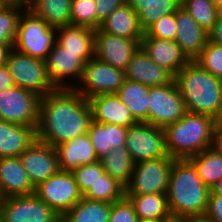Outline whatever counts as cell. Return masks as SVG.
<instances>
[{"label": "cell", "mask_w": 222, "mask_h": 222, "mask_svg": "<svg viewBox=\"0 0 222 222\" xmlns=\"http://www.w3.org/2000/svg\"><path fill=\"white\" fill-rule=\"evenodd\" d=\"M127 129L120 125L91 122L88 135L99 160L112 148L125 146Z\"/></svg>", "instance_id": "obj_25"}, {"label": "cell", "mask_w": 222, "mask_h": 222, "mask_svg": "<svg viewBox=\"0 0 222 222\" xmlns=\"http://www.w3.org/2000/svg\"><path fill=\"white\" fill-rule=\"evenodd\" d=\"M24 9L0 6V43H14L20 15Z\"/></svg>", "instance_id": "obj_37"}, {"label": "cell", "mask_w": 222, "mask_h": 222, "mask_svg": "<svg viewBox=\"0 0 222 222\" xmlns=\"http://www.w3.org/2000/svg\"><path fill=\"white\" fill-rule=\"evenodd\" d=\"M204 217L212 222H222V195L214 194L210 190Z\"/></svg>", "instance_id": "obj_43"}, {"label": "cell", "mask_w": 222, "mask_h": 222, "mask_svg": "<svg viewBox=\"0 0 222 222\" xmlns=\"http://www.w3.org/2000/svg\"><path fill=\"white\" fill-rule=\"evenodd\" d=\"M27 173L23 168L20 157L0 158V197L25 196L34 194Z\"/></svg>", "instance_id": "obj_20"}, {"label": "cell", "mask_w": 222, "mask_h": 222, "mask_svg": "<svg viewBox=\"0 0 222 222\" xmlns=\"http://www.w3.org/2000/svg\"><path fill=\"white\" fill-rule=\"evenodd\" d=\"M95 0H72L71 25L84 26L97 30Z\"/></svg>", "instance_id": "obj_36"}, {"label": "cell", "mask_w": 222, "mask_h": 222, "mask_svg": "<svg viewBox=\"0 0 222 222\" xmlns=\"http://www.w3.org/2000/svg\"><path fill=\"white\" fill-rule=\"evenodd\" d=\"M55 148L61 171H73L82 165L99 160L88 133L59 144Z\"/></svg>", "instance_id": "obj_22"}, {"label": "cell", "mask_w": 222, "mask_h": 222, "mask_svg": "<svg viewBox=\"0 0 222 222\" xmlns=\"http://www.w3.org/2000/svg\"><path fill=\"white\" fill-rule=\"evenodd\" d=\"M34 194L61 216L83 197L72 171L61 170L38 184Z\"/></svg>", "instance_id": "obj_11"}, {"label": "cell", "mask_w": 222, "mask_h": 222, "mask_svg": "<svg viewBox=\"0 0 222 222\" xmlns=\"http://www.w3.org/2000/svg\"><path fill=\"white\" fill-rule=\"evenodd\" d=\"M214 194L222 195V179H220L212 189H210Z\"/></svg>", "instance_id": "obj_50"}, {"label": "cell", "mask_w": 222, "mask_h": 222, "mask_svg": "<svg viewBox=\"0 0 222 222\" xmlns=\"http://www.w3.org/2000/svg\"><path fill=\"white\" fill-rule=\"evenodd\" d=\"M144 33L148 37L175 41L177 35L176 12L161 17L150 25Z\"/></svg>", "instance_id": "obj_40"}, {"label": "cell", "mask_w": 222, "mask_h": 222, "mask_svg": "<svg viewBox=\"0 0 222 222\" xmlns=\"http://www.w3.org/2000/svg\"><path fill=\"white\" fill-rule=\"evenodd\" d=\"M189 222H212L205 217L191 218Z\"/></svg>", "instance_id": "obj_51"}, {"label": "cell", "mask_w": 222, "mask_h": 222, "mask_svg": "<svg viewBox=\"0 0 222 222\" xmlns=\"http://www.w3.org/2000/svg\"><path fill=\"white\" fill-rule=\"evenodd\" d=\"M31 0H0L1 6H13L21 9H28Z\"/></svg>", "instance_id": "obj_47"}, {"label": "cell", "mask_w": 222, "mask_h": 222, "mask_svg": "<svg viewBox=\"0 0 222 222\" xmlns=\"http://www.w3.org/2000/svg\"><path fill=\"white\" fill-rule=\"evenodd\" d=\"M71 3L72 0H31L28 9L57 29L71 25Z\"/></svg>", "instance_id": "obj_29"}, {"label": "cell", "mask_w": 222, "mask_h": 222, "mask_svg": "<svg viewBox=\"0 0 222 222\" xmlns=\"http://www.w3.org/2000/svg\"><path fill=\"white\" fill-rule=\"evenodd\" d=\"M137 222H159V221H157V220H149V219H140V218H138V219H137Z\"/></svg>", "instance_id": "obj_53"}, {"label": "cell", "mask_w": 222, "mask_h": 222, "mask_svg": "<svg viewBox=\"0 0 222 222\" xmlns=\"http://www.w3.org/2000/svg\"><path fill=\"white\" fill-rule=\"evenodd\" d=\"M138 218L160 221L171 214L167 194L125 195Z\"/></svg>", "instance_id": "obj_32"}, {"label": "cell", "mask_w": 222, "mask_h": 222, "mask_svg": "<svg viewBox=\"0 0 222 222\" xmlns=\"http://www.w3.org/2000/svg\"><path fill=\"white\" fill-rule=\"evenodd\" d=\"M124 80V70L93 57L85 63L74 89L88 100L93 96L117 93Z\"/></svg>", "instance_id": "obj_8"}, {"label": "cell", "mask_w": 222, "mask_h": 222, "mask_svg": "<svg viewBox=\"0 0 222 222\" xmlns=\"http://www.w3.org/2000/svg\"><path fill=\"white\" fill-rule=\"evenodd\" d=\"M34 140V127L0 120V158L19 157Z\"/></svg>", "instance_id": "obj_23"}, {"label": "cell", "mask_w": 222, "mask_h": 222, "mask_svg": "<svg viewBox=\"0 0 222 222\" xmlns=\"http://www.w3.org/2000/svg\"><path fill=\"white\" fill-rule=\"evenodd\" d=\"M176 25L175 42L191 61L195 60L208 42V32L181 6L176 10Z\"/></svg>", "instance_id": "obj_19"}, {"label": "cell", "mask_w": 222, "mask_h": 222, "mask_svg": "<svg viewBox=\"0 0 222 222\" xmlns=\"http://www.w3.org/2000/svg\"><path fill=\"white\" fill-rule=\"evenodd\" d=\"M148 96L149 123L154 126L164 129L187 113L175 81L164 86L149 87Z\"/></svg>", "instance_id": "obj_14"}, {"label": "cell", "mask_w": 222, "mask_h": 222, "mask_svg": "<svg viewBox=\"0 0 222 222\" xmlns=\"http://www.w3.org/2000/svg\"><path fill=\"white\" fill-rule=\"evenodd\" d=\"M174 81L187 112L205 114L215 120L222 118V79L193 60L174 76Z\"/></svg>", "instance_id": "obj_2"}, {"label": "cell", "mask_w": 222, "mask_h": 222, "mask_svg": "<svg viewBox=\"0 0 222 222\" xmlns=\"http://www.w3.org/2000/svg\"><path fill=\"white\" fill-rule=\"evenodd\" d=\"M203 69L222 79V46L207 42L200 55L194 60Z\"/></svg>", "instance_id": "obj_38"}, {"label": "cell", "mask_w": 222, "mask_h": 222, "mask_svg": "<svg viewBox=\"0 0 222 222\" xmlns=\"http://www.w3.org/2000/svg\"><path fill=\"white\" fill-rule=\"evenodd\" d=\"M92 121L88 100L74 88H56L40 99L36 139L56 147L88 133Z\"/></svg>", "instance_id": "obj_1"}, {"label": "cell", "mask_w": 222, "mask_h": 222, "mask_svg": "<svg viewBox=\"0 0 222 222\" xmlns=\"http://www.w3.org/2000/svg\"><path fill=\"white\" fill-rule=\"evenodd\" d=\"M97 11V29L101 23L118 7L127 3V0H95Z\"/></svg>", "instance_id": "obj_42"}, {"label": "cell", "mask_w": 222, "mask_h": 222, "mask_svg": "<svg viewBox=\"0 0 222 222\" xmlns=\"http://www.w3.org/2000/svg\"><path fill=\"white\" fill-rule=\"evenodd\" d=\"M116 94L137 122L149 123V86L125 79Z\"/></svg>", "instance_id": "obj_26"}, {"label": "cell", "mask_w": 222, "mask_h": 222, "mask_svg": "<svg viewBox=\"0 0 222 222\" xmlns=\"http://www.w3.org/2000/svg\"><path fill=\"white\" fill-rule=\"evenodd\" d=\"M100 161L106 174L116 179L124 187L128 185L135 162L125 146L112 148Z\"/></svg>", "instance_id": "obj_31"}, {"label": "cell", "mask_w": 222, "mask_h": 222, "mask_svg": "<svg viewBox=\"0 0 222 222\" xmlns=\"http://www.w3.org/2000/svg\"><path fill=\"white\" fill-rule=\"evenodd\" d=\"M215 119L187 112L164 128L166 149L174 159H188L212 147Z\"/></svg>", "instance_id": "obj_4"}, {"label": "cell", "mask_w": 222, "mask_h": 222, "mask_svg": "<svg viewBox=\"0 0 222 222\" xmlns=\"http://www.w3.org/2000/svg\"><path fill=\"white\" fill-rule=\"evenodd\" d=\"M112 203L84 197L61 218V222H109Z\"/></svg>", "instance_id": "obj_30"}, {"label": "cell", "mask_w": 222, "mask_h": 222, "mask_svg": "<svg viewBox=\"0 0 222 222\" xmlns=\"http://www.w3.org/2000/svg\"><path fill=\"white\" fill-rule=\"evenodd\" d=\"M181 7L207 32L213 27L222 13L211 0H181Z\"/></svg>", "instance_id": "obj_35"}, {"label": "cell", "mask_w": 222, "mask_h": 222, "mask_svg": "<svg viewBox=\"0 0 222 222\" xmlns=\"http://www.w3.org/2000/svg\"><path fill=\"white\" fill-rule=\"evenodd\" d=\"M12 75L10 74L6 65L0 66V91L14 87Z\"/></svg>", "instance_id": "obj_46"}, {"label": "cell", "mask_w": 222, "mask_h": 222, "mask_svg": "<svg viewBox=\"0 0 222 222\" xmlns=\"http://www.w3.org/2000/svg\"><path fill=\"white\" fill-rule=\"evenodd\" d=\"M83 197L113 203L125 197V187L104 172Z\"/></svg>", "instance_id": "obj_34"}, {"label": "cell", "mask_w": 222, "mask_h": 222, "mask_svg": "<svg viewBox=\"0 0 222 222\" xmlns=\"http://www.w3.org/2000/svg\"><path fill=\"white\" fill-rule=\"evenodd\" d=\"M14 43H0V66L6 65L8 55L13 49Z\"/></svg>", "instance_id": "obj_48"}, {"label": "cell", "mask_w": 222, "mask_h": 222, "mask_svg": "<svg viewBox=\"0 0 222 222\" xmlns=\"http://www.w3.org/2000/svg\"><path fill=\"white\" fill-rule=\"evenodd\" d=\"M94 53H71L57 42L45 60L47 73L55 88H75L80 81L84 65Z\"/></svg>", "instance_id": "obj_10"}, {"label": "cell", "mask_w": 222, "mask_h": 222, "mask_svg": "<svg viewBox=\"0 0 222 222\" xmlns=\"http://www.w3.org/2000/svg\"><path fill=\"white\" fill-rule=\"evenodd\" d=\"M141 47V39H129L95 30L94 57L111 66L125 70L133 55Z\"/></svg>", "instance_id": "obj_15"}, {"label": "cell", "mask_w": 222, "mask_h": 222, "mask_svg": "<svg viewBox=\"0 0 222 222\" xmlns=\"http://www.w3.org/2000/svg\"><path fill=\"white\" fill-rule=\"evenodd\" d=\"M212 148L222 153V118L215 121Z\"/></svg>", "instance_id": "obj_45"}, {"label": "cell", "mask_w": 222, "mask_h": 222, "mask_svg": "<svg viewBox=\"0 0 222 222\" xmlns=\"http://www.w3.org/2000/svg\"><path fill=\"white\" fill-rule=\"evenodd\" d=\"M125 79L154 87L164 86L174 81V76L159 67L140 47L124 70Z\"/></svg>", "instance_id": "obj_18"}, {"label": "cell", "mask_w": 222, "mask_h": 222, "mask_svg": "<svg viewBox=\"0 0 222 222\" xmlns=\"http://www.w3.org/2000/svg\"><path fill=\"white\" fill-rule=\"evenodd\" d=\"M222 11V0H211Z\"/></svg>", "instance_id": "obj_52"}, {"label": "cell", "mask_w": 222, "mask_h": 222, "mask_svg": "<svg viewBox=\"0 0 222 222\" xmlns=\"http://www.w3.org/2000/svg\"><path fill=\"white\" fill-rule=\"evenodd\" d=\"M79 191L84 195L97 179L104 173V168L100 160L92 164L82 165L72 171Z\"/></svg>", "instance_id": "obj_39"}, {"label": "cell", "mask_w": 222, "mask_h": 222, "mask_svg": "<svg viewBox=\"0 0 222 222\" xmlns=\"http://www.w3.org/2000/svg\"><path fill=\"white\" fill-rule=\"evenodd\" d=\"M174 158L143 160L135 163L125 195L167 194Z\"/></svg>", "instance_id": "obj_6"}, {"label": "cell", "mask_w": 222, "mask_h": 222, "mask_svg": "<svg viewBox=\"0 0 222 222\" xmlns=\"http://www.w3.org/2000/svg\"><path fill=\"white\" fill-rule=\"evenodd\" d=\"M127 3L137 13L144 31L161 17L175 13L181 6V0H127Z\"/></svg>", "instance_id": "obj_28"}, {"label": "cell", "mask_w": 222, "mask_h": 222, "mask_svg": "<svg viewBox=\"0 0 222 222\" xmlns=\"http://www.w3.org/2000/svg\"><path fill=\"white\" fill-rule=\"evenodd\" d=\"M188 160L194 165L197 174L209 189L222 179V153L214 148L209 147Z\"/></svg>", "instance_id": "obj_33"}, {"label": "cell", "mask_w": 222, "mask_h": 222, "mask_svg": "<svg viewBox=\"0 0 222 222\" xmlns=\"http://www.w3.org/2000/svg\"><path fill=\"white\" fill-rule=\"evenodd\" d=\"M209 193L210 189L188 159L174 160L167 190L171 214L190 219L204 217Z\"/></svg>", "instance_id": "obj_3"}, {"label": "cell", "mask_w": 222, "mask_h": 222, "mask_svg": "<svg viewBox=\"0 0 222 222\" xmlns=\"http://www.w3.org/2000/svg\"><path fill=\"white\" fill-rule=\"evenodd\" d=\"M59 215L35 194L0 200L1 222H61Z\"/></svg>", "instance_id": "obj_13"}, {"label": "cell", "mask_w": 222, "mask_h": 222, "mask_svg": "<svg viewBox=\"0 0 222 222\" xmlns=\"http://www.w3.org/2000/svg\"><path fill=\"white\" fill-rule=\"evenodd\" d=\"M41 96L17 86L0 91V120L37 128Z\"/></svg>", "instance_id": "obj_9"}, {"label": "cell", "mask_w": 222, "mask_h": 222, "mask_svg": "<svg viewBox=\"0 0 222 222\" xmlns=\"http://www.w3.org/2000/svg\"><path fill=\"white\" fill-rule=\"evenodd\" d=\"M125 147L135 163L169 156L164 129L147 122H137L127 129Z\"/></svg>", "instance_id": "obj_12"}, {"label": "cell", "mask_w": 222, "mask_h": 222, "mask_svg": "<svg viewBox=\"0 0 222 222\" xmlns=\"http://www.w3.org/2000/svg\"><path fill=\"white\" fill-rule=\"evenodd\" d=\"M19 157L34 187L60 170L56 148L38 139Z\"/></svg>", "instance_id": "obj_16"}, {"label": "cell", "mask_w": 222, "mask_h": 222, "mask_svg": "<svg viewBox=\"0 0 222 222\" xmlns=\"http://www.w3.org/2000/svg\"><path fill=\"white\" fill-rule=\"evenodd\" d=\"M55 42L56 28L49 26L30 9H24L19 18L13 48L45 61Z\"/></svg>", "instance_id": "obj_5"}, {"label": "cell", "mask_w": 222, "mask_h": 222, "mask_svg": "<svg viewBox=\"0 0 222 222\" xmlns=\"http://www.w3.org/2000/svg\"><path fill=\"white\" fill-rule=\"evenodd\" d=\"M100 29L108 34L129 39H142L137 13L128 3L116 8L102 23Z\"/></svg>", "instance_id": "obj_24"}, {"label": "cell", "mask_w": 222, "mask_h": 222, "mask_svg": "<svg viewBox=\"0 0 222 222\" xmlns=\"http://www.w3.org/2000/svg\"><path fill=\"white\" fill-rule=\"evenodd\" d=\"M208 41L222 46V13L213 27L208 31Z\"/></svg>", "instance_id": "obj_44"}, {"label": "cell", "mask_w": 222, "mask_h": 222, "mask_svg": "<svg viewBox=\"0 0 222 222\" xmlns=\"http://www.w3.org/2000/svg\"><path fill=\"white\" fill-rule=\"evenodd\" d=\"M137 219L133 205L126 197L112 203L109 222H137Z\"/></svg>", "instance_id": "obj_41"}, {"label": "cell", "mask_w": 222, "mask_h": 222, "mask_svg": "<svg viewBox=\"0 0 222 222\" xmlns=\"http://www.w3.org/2000/svg\"><path fill=\"white\" fill-rule=\"evenodd\" d=\"M6 66L17 87L31 90L41 97L56 89L50 81L44 60L22 54L13 48Z\"/></svg>", "instance_id": "obj_7"}, {"label": "cell", "mask_w": 222, "mask_h": 222, "mask_svg": "<svg viewBox=\"0 0 222 222\" xmlns=\"http://www.w3.org/2000/svg\"><path fill=\"white\" fill-rule=\"evenodd\" d=\"M141 48L159 67L173 76L191 61L175 41L148 37L145 33Z\"/></svg>", "instance_id": "obj_17"}, {"label": "cell", "mask_w": 222, "mask_h": 222, "mask_svg": "<svg viewBox=\"0 0 222 222\" xmlns=\"http://www.w3.org/2000/svg\"><path fill=\"white\" fill-rule=\"evenodd\" d=\"M93 121L120 125L126 128L137 123L116 93L93 96L88 99Z\"/></svg>", "instance_id": "obj_21"}, {"label": "cell", "mask_w": 222, "mask_h": 222, "mask_svg": "<svg viewBox=\"0 0 222 222\" xmlns=\"http://www.w3.org/2000/svg\"><path fill=\"white\" fill-rule=\"evenodd\" d=\"M189 221L190 218L170 214L169 216L162 218L159 222H189Z\"/></svg>", "instance_id": "obj_49"}, {"label": "cell", "mask_w": 222, "mask_h": 222, "mask_svg": "<svg viewBox=\"0 0 222 222\" xmlns=\"http://www.w3.org/2000/svg\"><path fill=\"white\" fill-rule=\"evenodd\" d=\"M95 30L77 25L56 29V42L71 53H94Z\"/></svg>", "instance_id": "obj_27"}]
</instances>
